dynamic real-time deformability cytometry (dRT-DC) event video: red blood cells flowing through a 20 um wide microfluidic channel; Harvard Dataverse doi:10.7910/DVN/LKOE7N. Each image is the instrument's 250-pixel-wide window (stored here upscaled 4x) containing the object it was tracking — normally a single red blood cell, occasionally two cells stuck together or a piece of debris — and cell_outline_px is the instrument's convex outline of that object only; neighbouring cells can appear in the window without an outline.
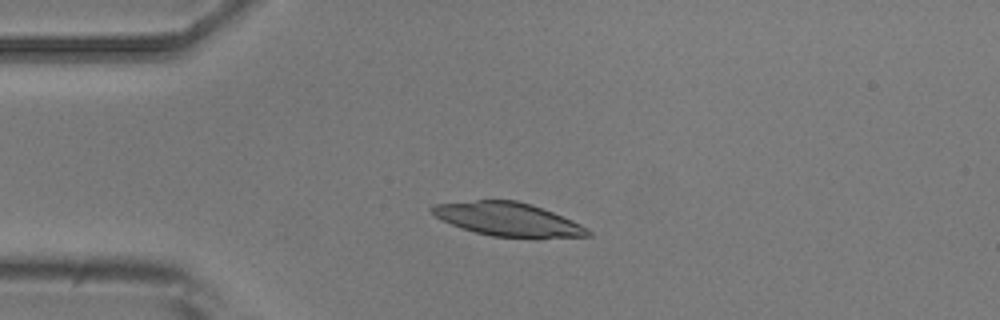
{"species": "common noctule bat (a hibernating species)", "species_latin": "Nyctalus noctula", "temperature_condition": "room temperature", "stored_images_in_passage": 12, "camera_frame_rate_fps": 3000, "um_per_image_px": 0.085, "animal": {"sex": "male", "body_mass_g": 20.5, "forearm_length_mm": 52.5}, "frame": {"image": 1, "passage_image": 1, "time_ms": 0.0, "image_size_px": [1000, 320], "cell_outline_px": [[592, 236], [492, 236], [476, 232], [452, 224], [436, 216], [428, 208], [436, 204], [476, 200], [516, 200], [552, 212], [572, 220], [588, 228], [592, 232]], "centroid_in_image_um": [43.16, 18.61], "position_along_channel_um": 41.8, "area_um2": 29.36}}
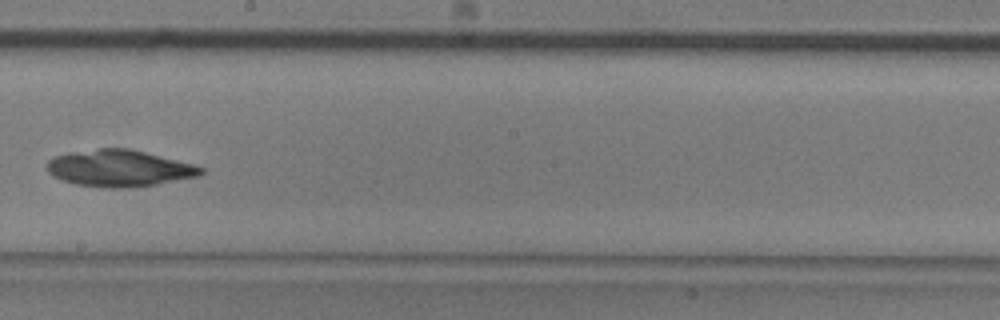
{"frame": {"image": 2, "passage_image": 6, "time_ms": 6.0, "image_size_px": [1000, 320], "cell_outline_px": [[204, 172], [200, 176], [156, 184], [128, 188], [104, 188], [76, 184], [60, 180], [52, 176], [48, 172], [48, 160], [52, 156], [68, 152], [100, 148], [132, 148], [192, 164], [204, 168]], "centroid_in_image_um": [10.11, 14.3], "position_along_channel_um": 238.1, "area_um2": 33.18}}
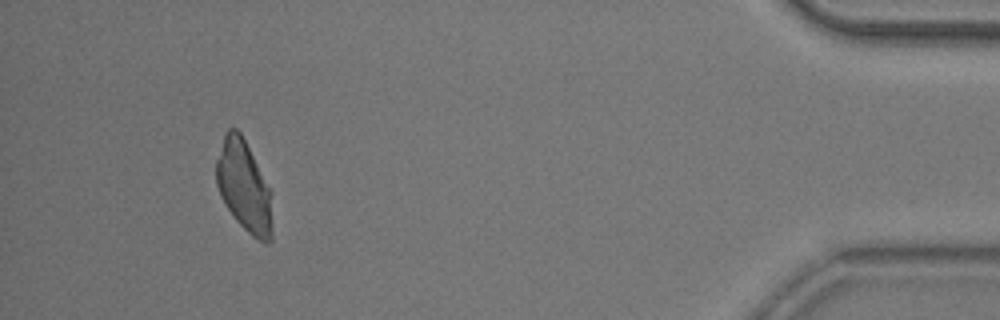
{"frame": {"image": 3, "passage_image": 11, "time_ms": 12.667, "image_size_px": [1000, 320], "cell_outline_px": [[272, 240], [268, 244], [264, 244], [252, 236], [236, 220], [220, 196], [216, 184], [216, 160], [224, 132], [228, 128], [236, 128], [240, 132], [272, 188]], "centroid_in_image_um": [20.77, 15.84], "position_along_channel_um": 414.4, "area_um2": 30.4}}